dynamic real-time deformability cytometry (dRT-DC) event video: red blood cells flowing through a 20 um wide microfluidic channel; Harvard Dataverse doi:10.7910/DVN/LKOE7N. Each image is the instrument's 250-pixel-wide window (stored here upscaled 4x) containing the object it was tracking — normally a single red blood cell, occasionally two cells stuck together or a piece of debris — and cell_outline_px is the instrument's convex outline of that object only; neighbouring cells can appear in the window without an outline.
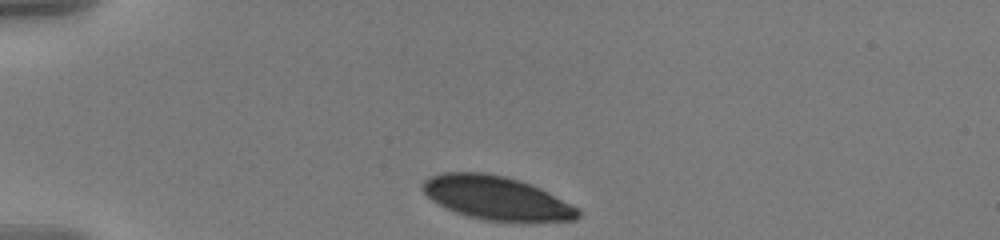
{"species": "human", "species_latin": "Homo sapiens", "temperature_condition": "warm", "stored_images_in_passage": 10, "camera_frame_rate_fps": 3000, "um_per_image_px": 0.085, "donor": {"sex": "male"}, "frame": {"image": 1, "passage_image": 1, "time_ms": 0.0, "image_size_px": [1000, 240], "cell_outline_px": [[580, 216], [576, 220], [488, 220], [468, 216], [444, 208], [432, 200], [420, 188], [420, 184], [424, 180], [432, 176], [444, 172], [484, 172], [508, 176], [532, 184], [580, 208]], "centroid_in_image_um": [42.18, 16.79], "position_along_channel_um": 42.8, "area_um2": 39.25}}
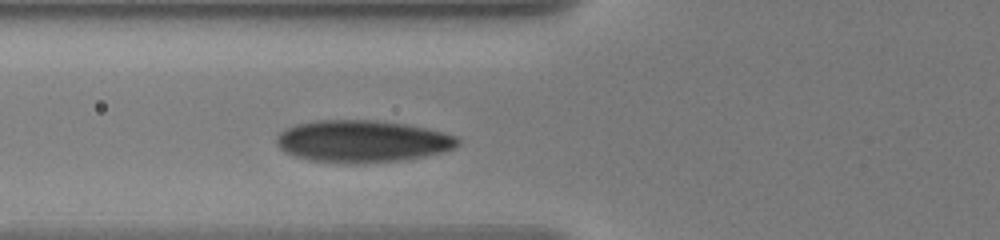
{"frame": {"image": 2, "passage_image": 9, "time_ms": 2.667, "image_size_px": [1000, 240], "cell_outline_px": [[460, 144], [452, 148], [440, 152], [424, 156], [400, 160], [348, 164], [308, 160], [284, 152], [276, 144], [276, 136], [280, 132], [296, 124], [316, 120], [376, 120], [404, 124], [424, 128], [456, 136], [460, 140]], "centroid_in_image_um": [30.74, 12.01], "position_along_channel_um": 95.1, "area_um2": 44.22}}